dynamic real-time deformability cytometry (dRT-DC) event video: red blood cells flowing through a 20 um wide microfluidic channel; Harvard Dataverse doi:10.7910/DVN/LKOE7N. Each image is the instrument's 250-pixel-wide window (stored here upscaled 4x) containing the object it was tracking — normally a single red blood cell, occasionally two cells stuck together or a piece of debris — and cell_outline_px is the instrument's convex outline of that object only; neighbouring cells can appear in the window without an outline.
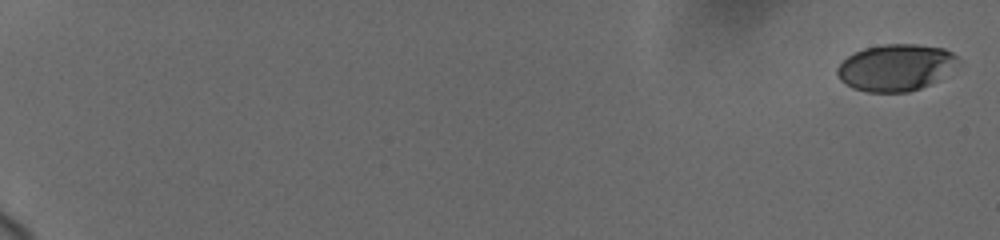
{"species": "human", "species_latin": "Homo sapiens", "temperature_condition": "cold", "stored_images_in_passage": 30, "camera_frame_rate_fps": 3000, "um_per_image_px": 0.085, "donor": {"sex": "female"}, "frame": {"image": 1, "passage_image": 1, "time_ms": 0.0, "image_size_px": [1000, 240], "cell_outline_px": [[960, 60], [936, 80], [920, 88], [908, 92], [868, 92], [852, 88], [844, 84], [840, 80], [836, 72], [836, 68], [848, 56], [864, 48], [884, 44], [916, 44], [944, 48], [952, 52]], "centroid_in_image_um": [76.08, 5.73], "position_along_channel_um": 8.9, "area_um2": 32.54}}
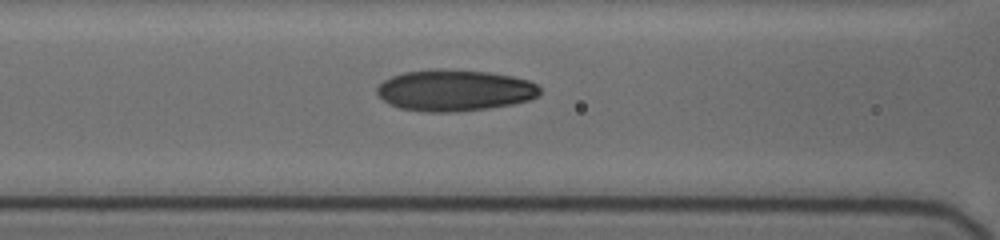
{"frame": {"image": 2, "passage_image": 27, "time_ms": 9.333, "image_size_px": [1000, 240], "cell_outline_px": [[540, 92], [536, 96], [528, 100], [512, 104], [488, 108], [452, 112], [424, 112], [400, 108], [388, 104], [376, 92], [376, 88], [384, 80], [392, 76], [404, 72], [436, 68], [488, 72], [512, 76], [528, 80], [536, 84], [540, 88]], "centroid_in_image_um": [38.61, 7.68], "position_along_channel_um": 128.0, "area_um2": 39.25}}
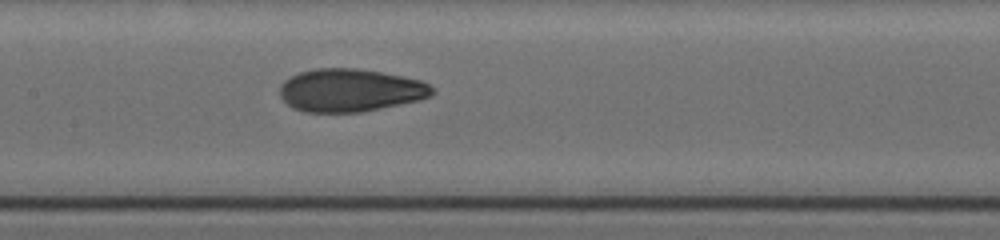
{"frame": {"image": 3, "passage_image": 30, "time_ms": 10.667, "image_size_px": [1000, 240], "cell_outline_px": [[436, 92], [432, 96], [420, 100], [360, 112], [304, 112], [292, 108], [280, 96], [280, 84], [284, 80], [300, 72], [316, 68], [356, 68], [380, 72], [420, 80], [428, 84]], "centroid_in_image_um": [29.76, 7.68], "position_along_channel_um": 177.6, "area_um2": 38.03}}